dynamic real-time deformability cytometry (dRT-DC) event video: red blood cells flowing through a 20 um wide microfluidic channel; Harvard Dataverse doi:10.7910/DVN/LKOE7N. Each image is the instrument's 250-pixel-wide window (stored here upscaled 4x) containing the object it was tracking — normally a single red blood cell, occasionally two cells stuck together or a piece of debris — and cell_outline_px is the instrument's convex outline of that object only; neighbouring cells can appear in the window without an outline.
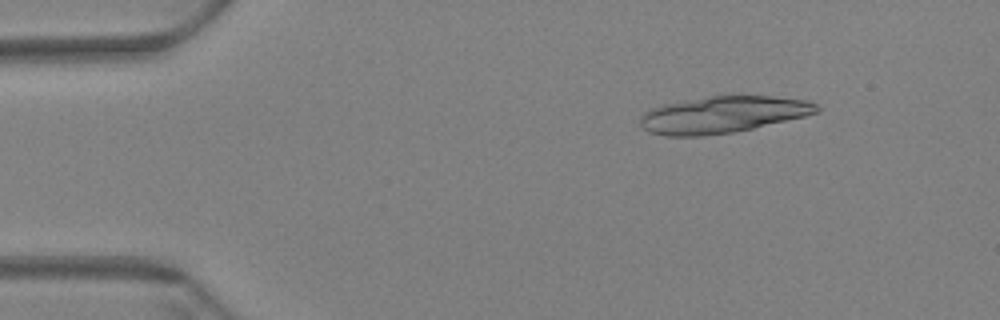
{"species": "Egyptian fruit bat (a non-hibernating species)", "species_latin": "Rousettus aegyptiacus", "temperature_condition": "warm", "stored_images_in_passage": 20, "camera_frame_rate_fps": 3000, "um_per_image_px": 0.085, "animal": {"sex": "female"}, "frame": {"image": 1, "passage_image": 8, "time_ms": 2.333, "image_size_px": [1000, 320], "cell_outline_px": [[820, 112], [804, 116], [736, 132], [704, 136], [664, 136], [648, 132], [640, 124], [640, 116], [644, 112], [652, 108], [664, 104], [720, 92], [740, 92], [808, 100], [820, 104]], "centroid_in_image_um": [61.47, 9.68], "position_along_channel_um": 23.5, "area_um2": 39.48}}